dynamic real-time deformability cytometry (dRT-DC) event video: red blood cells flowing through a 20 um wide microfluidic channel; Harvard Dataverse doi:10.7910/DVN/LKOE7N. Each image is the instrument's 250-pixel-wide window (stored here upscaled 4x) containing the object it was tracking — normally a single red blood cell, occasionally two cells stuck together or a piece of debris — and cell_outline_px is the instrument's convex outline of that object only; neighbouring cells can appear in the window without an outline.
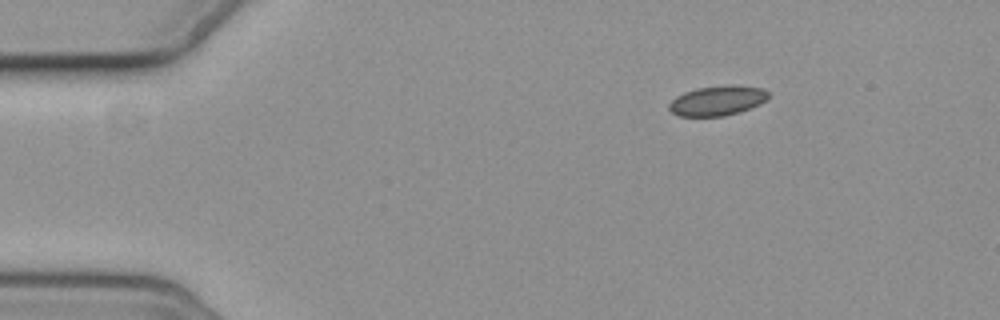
{"species": "common noctule bat (a hibernating species)", "species_latin": "Nyctalus noctula", "temperature_condition": "cold", "stored_images_in_passage": 3, "camera_frame_rate_fps": 3000, "um_per_image_px": 0.085, "animal": {"sex": "female", "body_mass_g": 19.3, "forearm_length_mm": 54.1}, "frame": {"image": 1, "passage_image": 1, "time_ms": 0.0, "image_size_px": [1000, 320], "cell_outline_px": [[768, 96], [760, 104], [740, 112], [724, 116], [680, 116], [672, 112], [668, 108], [668, 104], [676, 96], [684, 92], [696, 88], [724, 84], [732, 84], [764, 88], [768, 92]], "centroid_in_image_um": [60.97, 8.53], "position_along_channel_um": 24.0, "area_um2": 17.46}}